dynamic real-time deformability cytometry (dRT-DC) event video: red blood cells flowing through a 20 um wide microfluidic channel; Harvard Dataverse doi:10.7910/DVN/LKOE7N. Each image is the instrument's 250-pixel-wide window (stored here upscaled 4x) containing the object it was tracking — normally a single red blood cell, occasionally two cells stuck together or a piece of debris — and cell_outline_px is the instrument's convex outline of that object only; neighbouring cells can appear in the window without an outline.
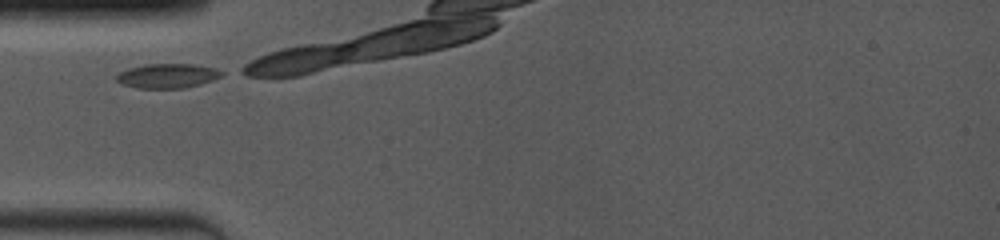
{"species": "common noctule bat (a hibernating species)", "species_latin": "Nyctalus noctula", "temperature_condition": "room temperature", "stored_images_in_passage": 11, "camera_frame_rate_fps": 4000, "um_per_image_px": 0.085, "animal": {"sex": "female", "body_mass_g": 19.0, "forearm_length_mm": 53.3}, "frame": {"image": 1, "passage_image": 1, "time_ms": 0.0, "image_size_px": [1000, 240], "cell_outline_px": [[224, 72], [220, 76], [212, 80], [200, 84], [184, 88], [136, 88], [120, 84], [116, 80], [116, 76], [120, 72], [128, 68], [144, 64], [196, 64], [216, 68]], "centroid_in_image_um": [14.21, 6.44], "position_along_channel_um": 70.8, "area_um2": 15.09}}